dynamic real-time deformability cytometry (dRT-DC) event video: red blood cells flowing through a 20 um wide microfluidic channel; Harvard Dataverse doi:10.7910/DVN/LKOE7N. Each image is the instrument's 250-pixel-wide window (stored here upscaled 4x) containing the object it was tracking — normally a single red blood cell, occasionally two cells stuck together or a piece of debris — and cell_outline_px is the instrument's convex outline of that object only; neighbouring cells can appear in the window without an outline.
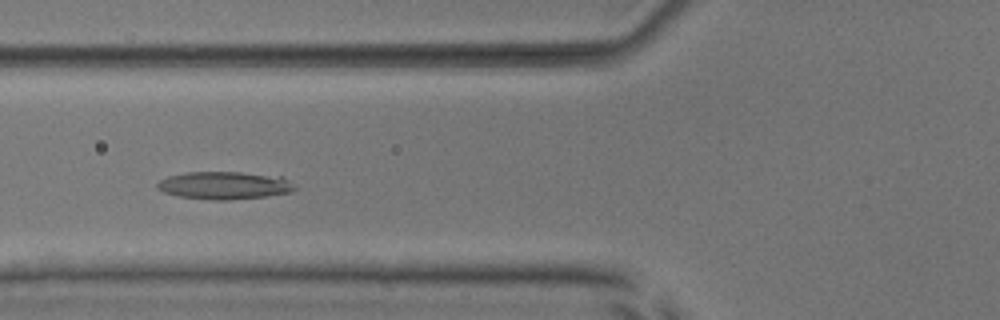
{"species": "common noctule bat (a hibernating species)", "species_latin": "Nyctalus noctula", "temperature_condition": "room temperature", "stored_images_in_passage": 52, "camera_frame_rate_fps": 3000, "um_per_image_px": 0.085, "animal": {"sex": "male", "body_mass_g": 17.9, "forearm_length_mm": 54.2}, "frame": {"image": 1, "passage_image": 19, "time_ms": 6.0, "image_size_px": [1000, 320], "cell_outline_px": [[296, 188], [292, 192], [264, 196], [228, 200], [212, 200], [180, 196], [164, 192], [156, 188], [156, 184], [160, 180], [168, 176], [184, 172], [240, 172], [284, 176]], "centroid_in_image_um": [19.07, 15.75], "position_along_channel_um": 106.7, "area_um2": 22.2}}
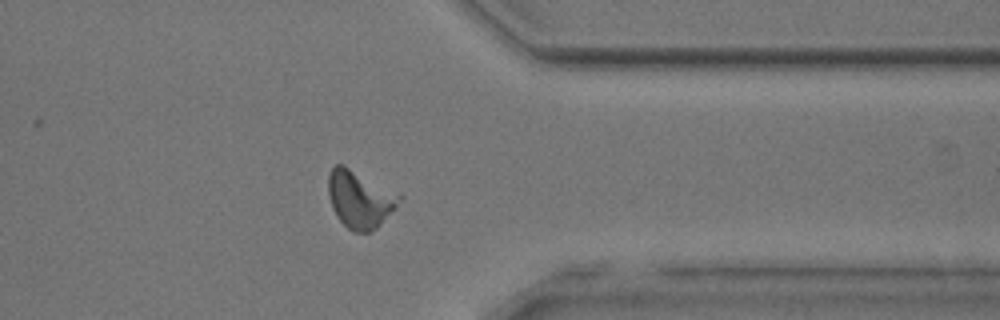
{"frame": {"image": 2, "passage_image": 41, "time_ms": 13.333, "image_size_px": [1000, 320], "cell_outline_px": [[404, 196], [396, 208], [376, 228], [368, 232], [352, 232], [336, 216], [332, 208], [328, 196], [328, 176], [332, 168], [336, 164], [344, 164]], "centroid_in_image_um": [30.59, 16.92], "position_along_channel_um": 380.8, "area_um2": 23.87}}
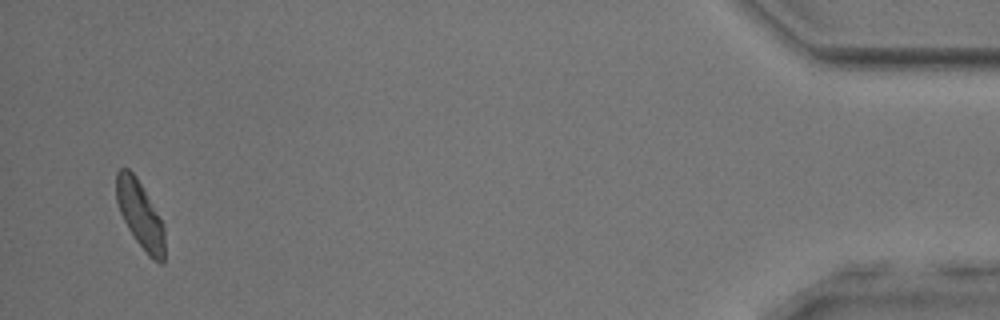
{"frame": {"image": 3, "passage_image": 50, "time_ms": 16.333, "image_size_px": [1000, 320], "cell_outline_px": [[164, 264], [160, 264], [152, 260], [148, 256], [136, 240], [128, 228], [120, 212], [116, 200], [116, 172], [120, 168], [128, 168], [136, 176], [160, 220], [164, 228]], "centroid_in_image_um": [11.89, 18.27], "position_along_channel_um": 423.3, "area_um2": 18.55}}